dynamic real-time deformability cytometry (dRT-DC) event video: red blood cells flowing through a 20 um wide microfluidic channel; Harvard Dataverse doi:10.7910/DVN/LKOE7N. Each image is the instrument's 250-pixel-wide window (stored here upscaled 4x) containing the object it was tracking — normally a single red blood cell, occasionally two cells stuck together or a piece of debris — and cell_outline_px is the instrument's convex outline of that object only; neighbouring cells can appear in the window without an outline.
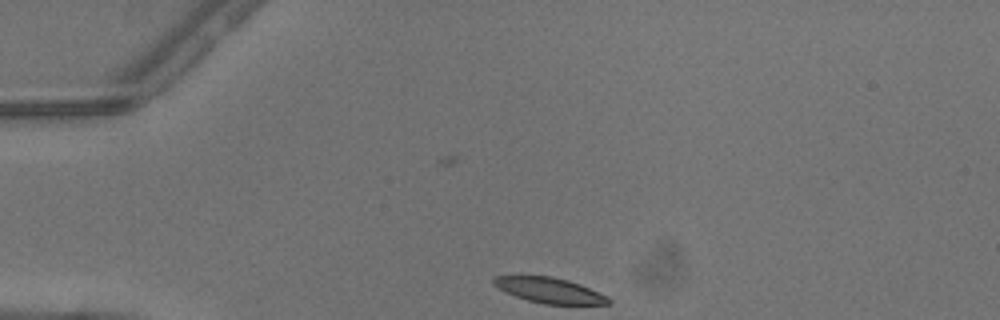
{"species": "common noctule bat (a hibernating species)", "species_latin": "Nyctalus noctula", "temperature_condition": "warm", "stored_images_in_passage": 1, "camera_frame_rate_fps": 3000, "um_per_image_px": 0.085, "animal": {"sex": "male", "body_mass_g": 13.3}, "frame": {"image": 1, "passage_image": 1, "time_ms": 0.0, "image_size_px": [1000, 320], "cell_outline_px": [[612, 304], [544, 304], [528, 300], [516, 296], [492, 284], [492, 280], [496, 276], [552, 276], [568, 280], [580, 284], [608, 296], [612, 300]], "centroid_in_image_um": [46.76, 24.68], "position_along_channel_um": 38.2, "area_um2": 16.82}}